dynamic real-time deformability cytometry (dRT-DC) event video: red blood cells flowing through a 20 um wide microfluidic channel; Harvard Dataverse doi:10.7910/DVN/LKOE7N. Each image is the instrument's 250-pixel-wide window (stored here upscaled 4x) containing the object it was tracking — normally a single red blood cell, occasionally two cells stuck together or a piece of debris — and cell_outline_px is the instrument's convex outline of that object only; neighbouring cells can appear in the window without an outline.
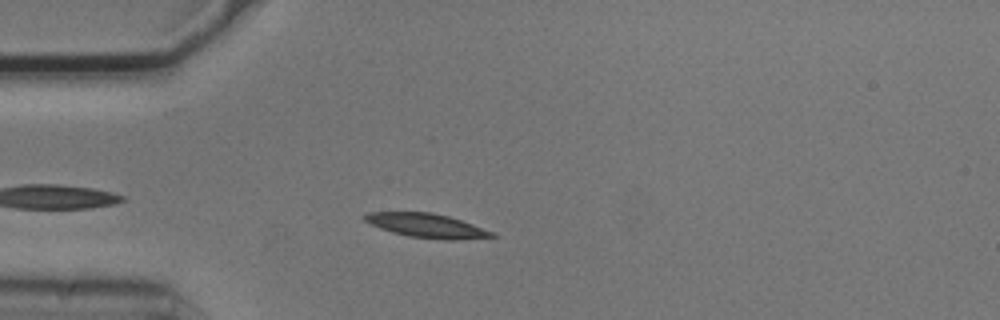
{"species": "common noctule bat (a hibernating species)", "species_latin": "Nyctalus noctula", "temperature_condition": "cold", "stored_images_in_passage": 45, "camera_frame_rate_fps": 3000, "um_per_image_px": 0.085, "animal": {"sex": "male", "body_mass_g": 20.5, "forearm_length_mm": 52.5}, "frame": {"image": 1, "passage_image": 5, "time_ms": 1.333, "image_size_px": [1000, 320], "cell_outline_px": [[496, 236], [456, 240], [448, 240], [408, 236], [392, 232], [380, 228], [364, 220], [364, 216], [368, 212], [432, 212], [448, 216], [472, 224], [492, 232]], "centroid_in_image_um": [36.24, 19.17], "position_along_channel_um": 48.8, "area_um2": 17.51}}
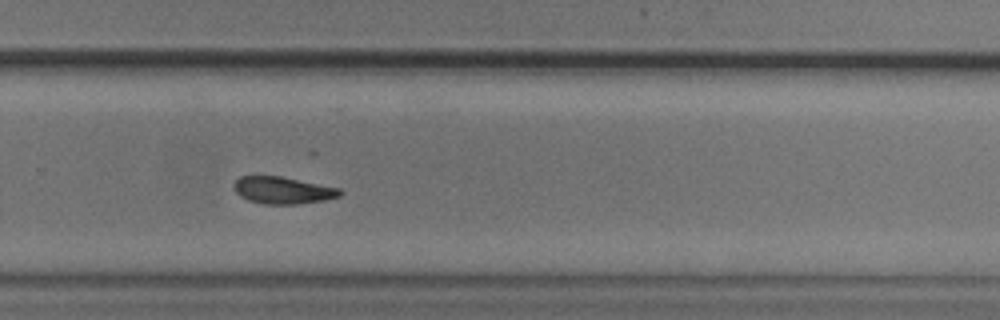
{"frame": {"image": 2, "passage_image": 27, "time_ms": 8.667, "image_size_px": [1000, 320], "cell_outline_px": [[344, 192], [340, 196], [324, 200], [296, 204], [264, 204], [248, 200], [240, 196], [236, 192], [236, 180], [240, 176], [280, 176], [340, 188]], "centroid_in_image_um": [24.08, 16.18], "position_along_channel_um": 305.7, "area_um2": 16.53}}
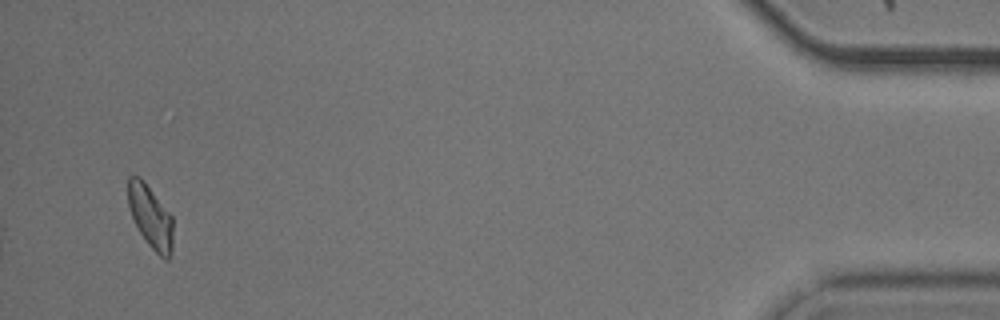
{"frame": {"image": 3, "passage_image": 43, "time_ms": 14.0, "image_size_px": [1000, 320], "cell_outline_px": [[172, 248], [168, 260], [164, 260], [148, 244], [140, 232], [132, 216], [128, 204], [128, 176], [140, 176], [144, 180], [172, 216]], "centroid_in_image_um": [12.79, 18.41], "position_along_channel_um": 422.4, "area_um2": 16.3}, "authors_computed_cell_mechanics": {"area_um2": 17.2822, "velocity_mm_per_s": 3.6822, "shape_relaxation_time_tau1_ms": 3.6141, "shape_relaxation_time_tau2_ms": null, "deformation_change_tau1": 0.1275, "deformation_change_tau2": null}}